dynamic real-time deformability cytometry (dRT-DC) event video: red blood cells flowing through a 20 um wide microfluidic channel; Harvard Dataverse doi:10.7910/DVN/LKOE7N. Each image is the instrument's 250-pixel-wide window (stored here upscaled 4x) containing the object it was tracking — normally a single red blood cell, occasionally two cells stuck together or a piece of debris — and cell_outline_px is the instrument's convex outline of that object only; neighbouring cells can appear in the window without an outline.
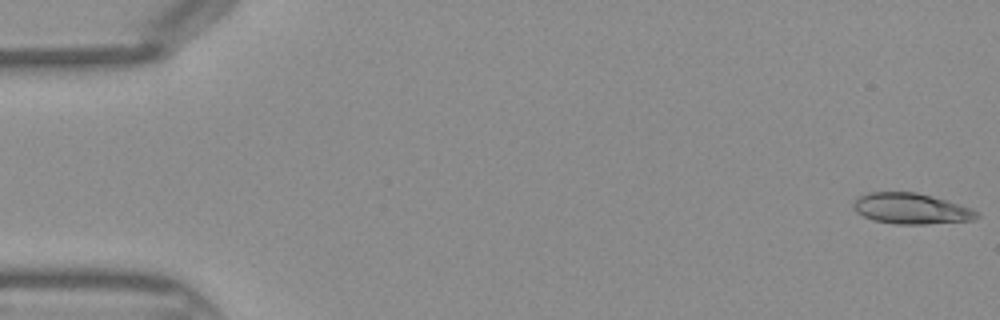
{"species": "Egyptian fruit bat (a non-hibernating species)", "species_latin": "Rousettus aegyptiacus", "temperature_condition": "warm", "stored_images_in_passage": 44, "camera_frame_rate_fps": 3000, "um_per_image_px": 0.085, "frame": {"image": 1, "passage_image": 1, "time_ms": 0.0, "image_size_px": [1000, 320], "cell_outline_px": [[980, 216], [972, 220], [924, 224], [896, 224], [876, 220], [864, 216], [856, 212], [852, 208], [852, 204], [860, 196], [868, 192], [916, 192], [932, 196], [972, 208], [980, 212]], "centroid_in_image_um": [77.46, 17.73], "position_along_channel_um": 7.5, "area_um2": 22.02}}
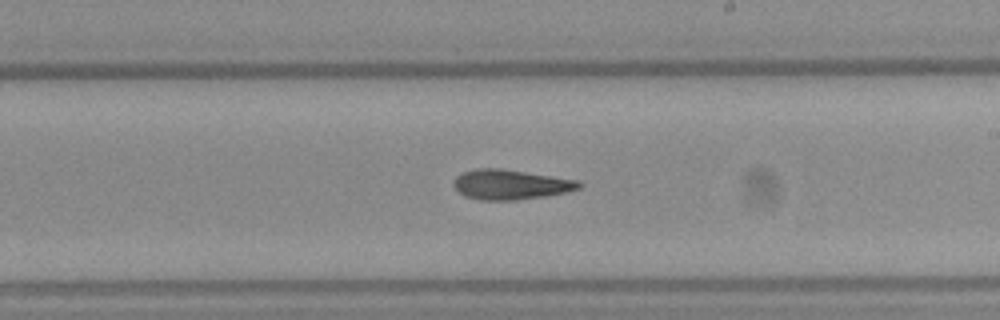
{"frame": {"image": 2, "passage_image": 26, "time_ms": 8.333, "image_size_px": [1000, 320], "cell_outline_px": [[584, 184], [580, 188], [564, 192], [544, 196], [516, 200], [480, 200], [464, 196], [452, 184], [456, 176], [464, 172], [476, 168], [500, 168], [580, 180]], "centroid_in_image_um": [43.4, 15.68], "position_along_channel_um": 245.6, "area_um2": 21.85}}
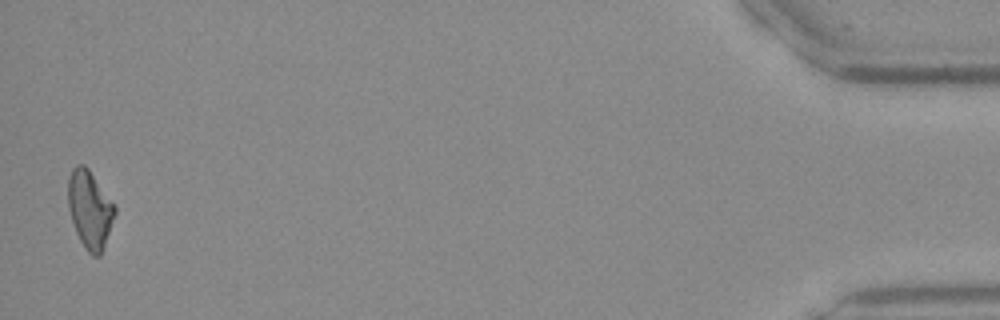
{"frame": {"image": 3, "passage_image": 44, "time_ms": 14.333, "image_size_px": [1000, 320], "cell_outline_px": [[116, 212], [104, 248], [100, 256], [92, 256], [84, 248], [76, 232], [68, 208], [68, 176], [72, 168], [76, 164], [84, 164], [88, 168], [116, 208]], "centroid_in_image_um": [7.62, 17.81], "position_along_channel_um": 427.6, "area_um2": 21.1}}